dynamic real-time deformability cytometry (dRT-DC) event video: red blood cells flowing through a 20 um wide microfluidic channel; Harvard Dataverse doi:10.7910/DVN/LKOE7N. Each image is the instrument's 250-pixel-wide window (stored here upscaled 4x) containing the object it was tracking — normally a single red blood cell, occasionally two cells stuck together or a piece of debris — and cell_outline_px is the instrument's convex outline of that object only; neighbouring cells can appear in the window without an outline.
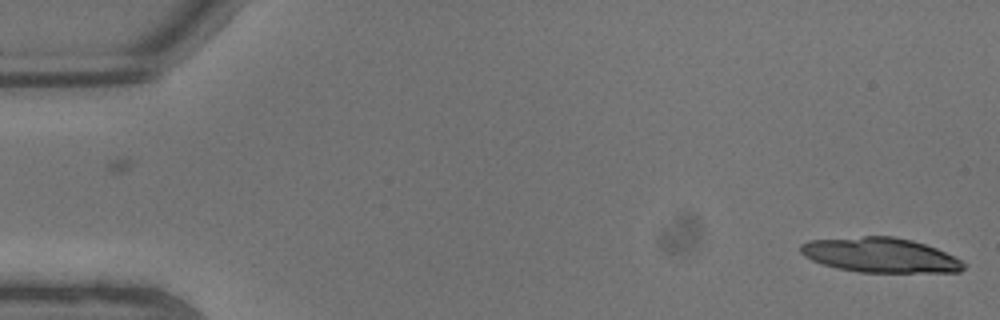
{"species": "common noctule bat (a hibernating species)", "species_latin": "Nyctalus noctula", "temperature_condition": "warm", "stored_images_in_passage": 3, "camera_frame_rate_fps": 3000, "um_per_image_px": 0.085, "animal": {"sex": "male", "body_mass_g": 13.3}, "frame": {"image": 1, "passage_image": 3, "time_ms": 0.667, "image_size_px": [1000, 320], "cell_outline_px": [[968, 264], [960, 272], [860, 272], [836, 268], [812, 260], [804, 256], [800, 252], [800, 244], [808, 240], [864, 236], [892, 236], [912, 240], [936, 248]], "centroid_in_image_um": [74.81, 21.68], "position_along_channel_um": 10.2, "area_um2": 32.95}}